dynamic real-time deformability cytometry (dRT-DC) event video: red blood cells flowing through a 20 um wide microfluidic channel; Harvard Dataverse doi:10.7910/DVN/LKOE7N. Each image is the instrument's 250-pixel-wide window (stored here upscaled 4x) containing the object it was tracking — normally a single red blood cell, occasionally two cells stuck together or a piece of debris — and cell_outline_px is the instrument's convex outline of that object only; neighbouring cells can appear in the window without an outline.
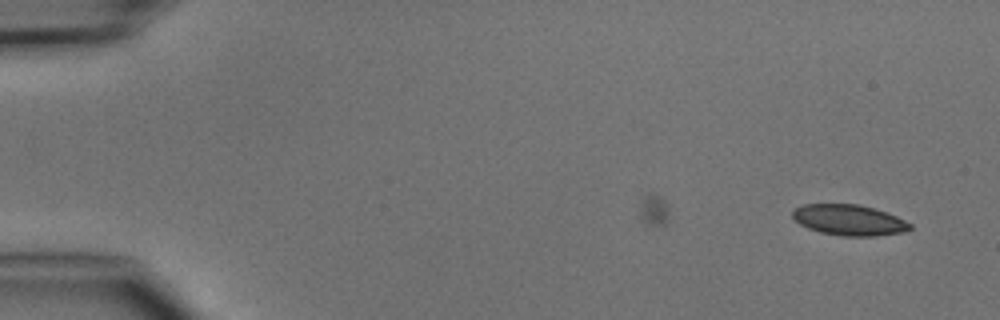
{"species": "common noctule bat (a hibernating species)", "species_latin": "Nyctalus noctula", "temperature_condition": "cold", "stored_images_in_passage": 4, "camera_frame_rate_fps": 3000, "um_per_image_px": 0.085, "animal": {"sex": "male", "body_mass_g": 15.6}, "frame": {"image": 1, "passage_image": 4, "time_ms": 3.333, "image_size_px": [1000, 320], "cell_outline_px": [[912, 228], [904, 232], [876, 236], [844, 236], [820, 232], [808, 228], [800, 224], [792, 216], [792, 212], [796, 208], [804, 204], [856, 204], [872, 208], [896, 216], [912, 224]], "centroid_in_image_um": [72.18, 18.71], "position_along_channel_um": 12.8, "area_um2": 20.87}}